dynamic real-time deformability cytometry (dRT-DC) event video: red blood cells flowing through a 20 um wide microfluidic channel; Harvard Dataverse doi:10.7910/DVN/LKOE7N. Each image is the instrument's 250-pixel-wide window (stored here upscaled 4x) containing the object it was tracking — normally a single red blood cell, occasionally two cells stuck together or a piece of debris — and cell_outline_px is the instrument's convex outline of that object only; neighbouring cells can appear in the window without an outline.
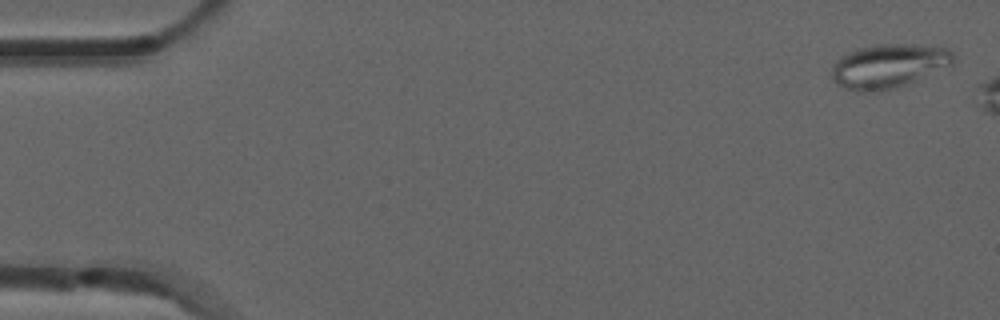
{"species": "common noctule bat (a hibernating species)", "species_latin": "Nyctalus noctula", "temperature_condition": "room temperature", "stored_images_in_passage": 3, "camera_frame_rate_fps": 3000, "um_per_image_px": 0.085, "animal": {"sex": "male", "forearm_length_mm": 52.5}, "frame": {"image": 1, "passage_image": 1, "time_ms": 0.0, "image_size_px": [1000, 320], "cell_outline_px": [[956, 60], [952, 68], [908, 84], [896, 88], [864, 92], [856, 92], [844, 88], [836, 84], [832, 76], [832, 64], [840, 56], [856, 48], [876, 44], [912, 44], [948, 48], [952, 52]], "centroid_in_image_um": [75.6, 5.61], "position_along_channel_um": 9.4, "area_um2": 32.08}}